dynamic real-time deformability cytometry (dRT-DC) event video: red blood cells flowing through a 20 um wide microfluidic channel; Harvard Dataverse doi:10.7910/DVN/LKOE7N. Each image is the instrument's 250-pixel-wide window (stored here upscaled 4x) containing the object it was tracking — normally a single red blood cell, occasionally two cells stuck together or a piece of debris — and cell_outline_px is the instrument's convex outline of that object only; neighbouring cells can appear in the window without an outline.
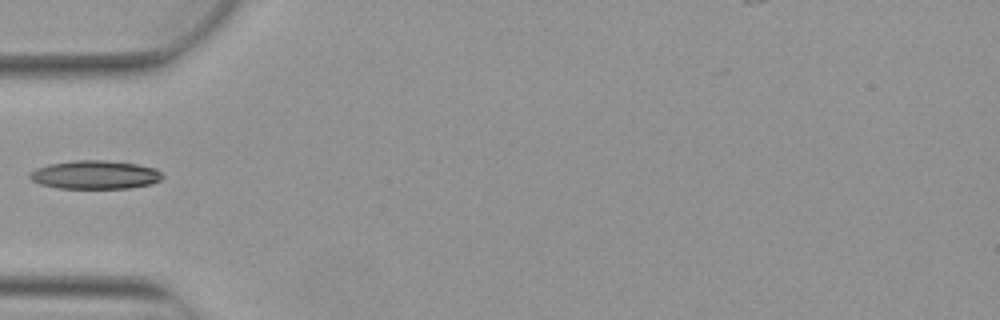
{"species": "Egyptian fruit bat (a non-hibernating species)", "species_latin": "Rousettus aegyptiacus", "temperature_condition": "warm", "stored_images_in_passage": 1, "camera_frame_rate_fps": 3000, "um_per_image_px": 0.085, "animal": {"sex": "female"}, "frame": {"image": 1, "passage_image": 1, "time_ms": 0.0, "image_size_px": [1000, 320], "cell_outline_px": [[164, 176], [160, 180], [152, 184], [128, 188], [60, 188], [40, 184], [32, 180], [28, 176], [28, 172], [36, 168], [48, 164], [76, 160], [104, 160], [136, 164], [156, 168]], "centroid_in_image_um": [8.07, 14.85], "position_along_channel_um": 76.9, "area_um2": 22.08}}